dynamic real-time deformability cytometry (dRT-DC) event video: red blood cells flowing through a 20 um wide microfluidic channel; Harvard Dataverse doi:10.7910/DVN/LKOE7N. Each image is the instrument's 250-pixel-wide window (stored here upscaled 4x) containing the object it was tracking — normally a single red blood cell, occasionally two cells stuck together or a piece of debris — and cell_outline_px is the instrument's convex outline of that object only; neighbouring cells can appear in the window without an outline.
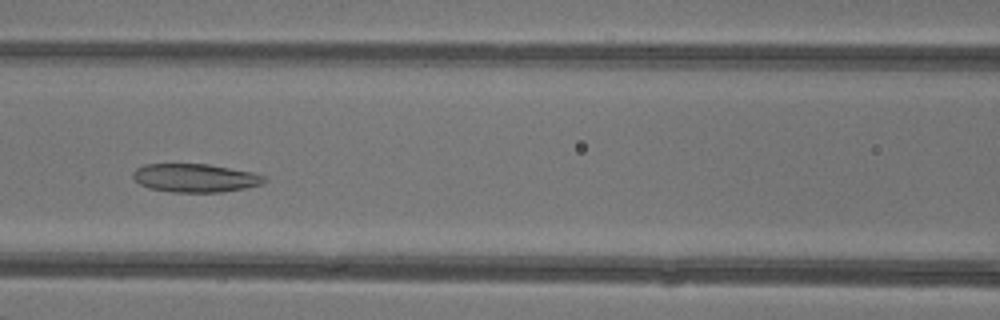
{"species": "common noctule bat (a hibernating species)", "species_latin": "Nyctalus noctula", "temperature_condition": "warm", "stored_images_in_passage": 45, "camera_frame_rate_fps": 3000, "um_per_image_px": 0.085, "animal": {"sex": "female"}, "frame": {"image": 1, "passage_image": 19, "time_ms": 6.0, "image_size_px": [1000, 320], "cell_outline_px": [[268, 180], [260, 184], [244, 188], [220, 192], [172, 192], [148, 188], [140, 184], [132, 176], [132, 172], [136, 168], [144, 164], [208, 164], [252, 172], [264, 176]], "centroid_in_image_um": [16.56, 15.12], "position_along_channel_um": 150.0, "area_um2": 21.68}}
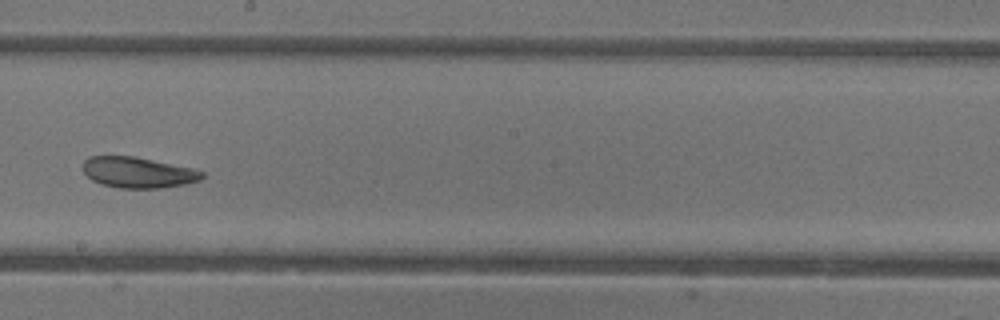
{"frame": {"image": 2, "passage_image": 25, "time_ms": 8.0, "image_size_px": [1000, 320], "cell_outline_px": [[204, 176], [200, 180], [184, 184], [160, 188], [120, 188], [104, 184], [92, 180], [84, 172], [84, 160], [88, 156], [136, 156], [192, 168], [204, 172]], "centroid_in_image_um": [11.74, 14.65], "position_along_channel_um": 236.5, "area_um2": 21.27}}
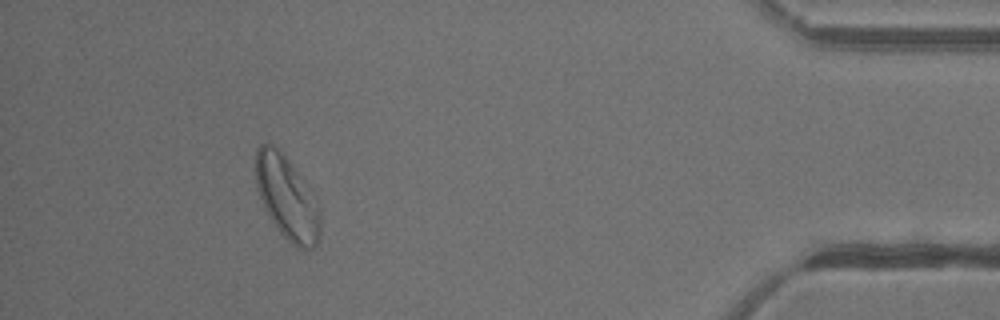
{"frame": {"image": 3, "passage_image": 41, "time_ms": 13.333, "image_size_px": [1000, 320], "cell_outline_px": [[320, 236], [316, 248], [296, 248], [280, 232], [264, 208], [256, 188], [256, 148], [260, 144], [272, 144], [292, 164], [320, 212]], "centroid_in_image_um": [24.36, 16.85], "position_along_channel_um": 410.8, "area_um2": 30.46}, "authors_computed_cell_mechanics": {"area_um2": 26.588, "velocity_mm_per_s": 4.3379, "shape_relaxation_time_tau1_ms": null, "shape_relaxation_time_tau2_ms": 3.0835, "deformation_change_tau1": null, "deformation_change_tau2": 0.1084}}